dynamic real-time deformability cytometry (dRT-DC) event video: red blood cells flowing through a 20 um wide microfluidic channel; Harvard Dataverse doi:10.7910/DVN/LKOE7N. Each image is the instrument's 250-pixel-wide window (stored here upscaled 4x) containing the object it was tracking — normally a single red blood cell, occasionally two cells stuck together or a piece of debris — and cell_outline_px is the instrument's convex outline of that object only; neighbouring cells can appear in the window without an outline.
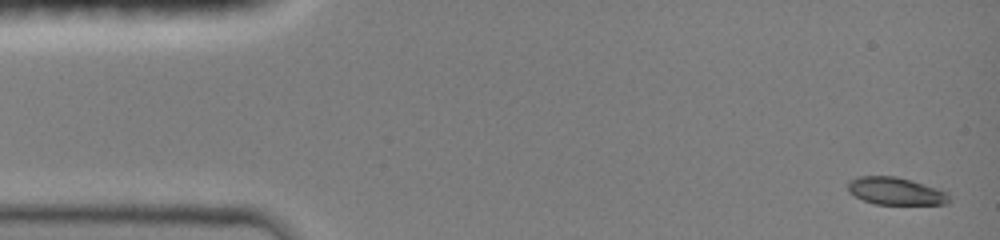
{"species": "common noctule bat (a hibernating species)", "species_latin": "Nyctalus noctula", "temperature_condition": "room temperature", "stored_images_in_passage": 8, "camera_frame_rate_fps": 3000, "um_per_image_px": 0.085, "animal": {"sex": "female", "body_mass_g": 19.0, "forearm_length_mm": 51.5}, "frame": {"image": 1, "passage_image": 1, "time_ms": 0.0, "image_size_px": [1000, 240], "cell_outline_px": [[952, 200], [948, 204], [876, 204], [864, 200], [848, 192], [848, 184], [852, 180], [860, 176], [896, 176], [944, 192]], "centroid_in_image_um": [76.09, 16.26], "position_along_channel_um": 8.9, "area_um2": 15.66}}
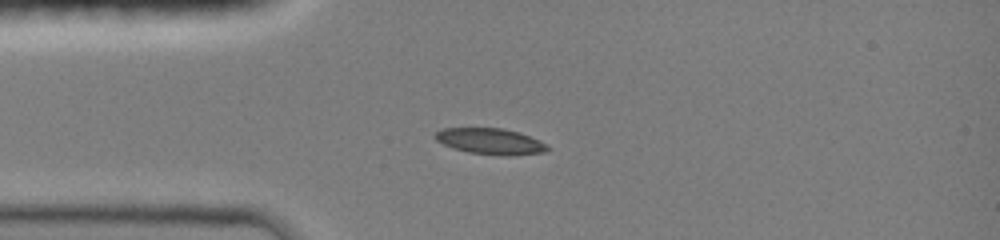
{"frame": {"image": 2, "passage_image": 7, "time_ms": 3.333, "image_size_px": [1000, 240], "cell_outline_px": [[548, 148], [544, 152], [468, 152], [452, 148], [436, 140], [436, 132], [444, 128], [500, 128], [516, 132], [540, 140]], "centroid_in_image_um": [41.55, 11.94], "position_along_channel_um": 43.4, "area_um2": 15.55}}